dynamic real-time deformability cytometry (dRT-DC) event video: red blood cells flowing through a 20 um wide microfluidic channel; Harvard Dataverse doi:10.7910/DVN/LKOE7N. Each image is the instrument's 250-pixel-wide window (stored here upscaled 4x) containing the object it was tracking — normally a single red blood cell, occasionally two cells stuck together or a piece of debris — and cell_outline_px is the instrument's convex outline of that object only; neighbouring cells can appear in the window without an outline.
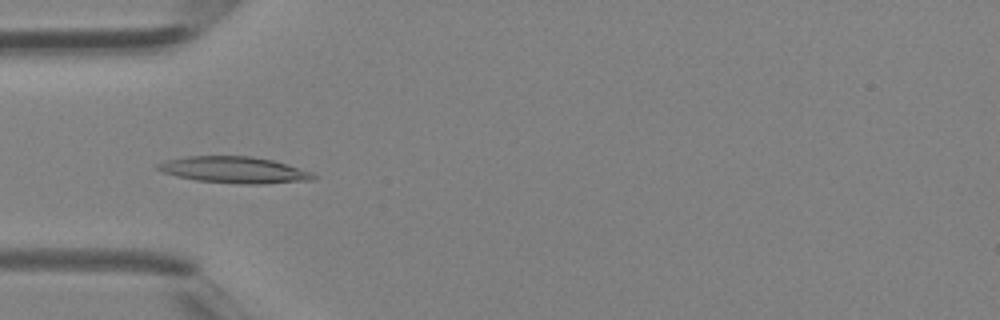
{"species": "Egyptian fruit bat (a non-hibernating species)", "species_latin": "Rousettus aegyptiacus", "temperature_condition": "room temperature", "stored_images_in_passage": 40, "camera_frame_rate_fps": 3000, "um_per_image_px": 0.085, "animal": {"sex": "female"}, "frame": {"image": 1, "passage_image": 13, "time_ms": 4.0, "image_size_px": [1000, 320], "cell_outline_px": [[316, 180], [264, 184], [244, 184], [196, 180], [176, 176], [160, 172], [156, 168], [156, 164], [168, 160], [188, 156], [252, 156], [272, 160], [312, 172], [316, 176]], "centroid_in_image_um": [19.91, 14.45], "position_along_channel_um": 65.1, "area_um2": 23.99}}
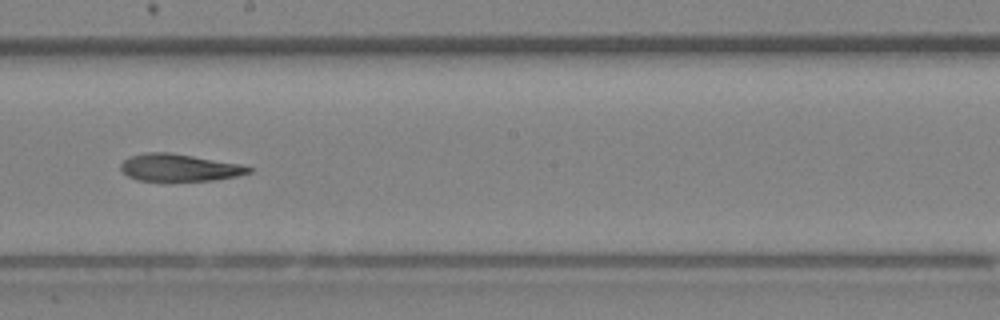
{"frame": {"image": 2, "passage_image": 23, "time_ms": 7.333, "image_size_px": [1000, 320], "cell_outline_px": [[252, 172], [236, 176], [212, 180], [168, 184], [136, 180], [128, 176], [120, 168], [120, 164], [124, 160], [132, 156], [144, 152], [168, 152], [244, 164], [252, 168]], "centroid_in_image_um": [15.23, 14.29], "position_along_channel_um": 233.0, "area_um2": 21.27}}
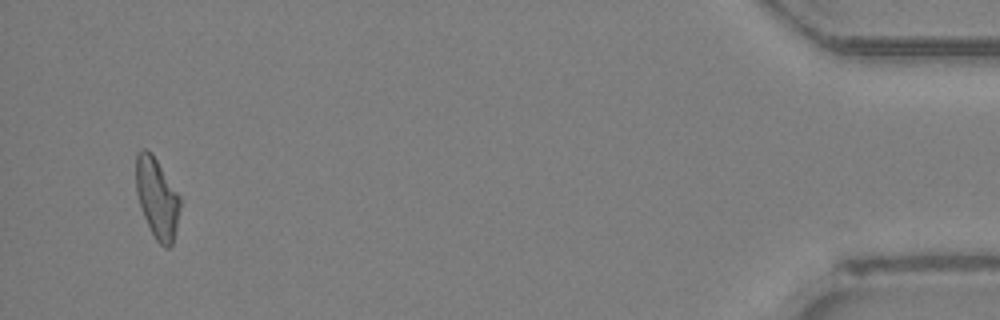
{"frame": {"image": 3, "passage_image": 39, "time_ms": 12.667, "image_size_px": [1000, 320], "cell_outline_px": [[180, 204], [176, 228], [172, 244], [168, 248], [164, 248], [156, 240], [144, 216], [136, 192], [136, 152], [140, 148], [144, 148], [152, 152], [180, 196]], "centroid_in_image_um": [13.33, 16.79], "position_along_channel_um": 421.9, "area_um2": 20.52}}